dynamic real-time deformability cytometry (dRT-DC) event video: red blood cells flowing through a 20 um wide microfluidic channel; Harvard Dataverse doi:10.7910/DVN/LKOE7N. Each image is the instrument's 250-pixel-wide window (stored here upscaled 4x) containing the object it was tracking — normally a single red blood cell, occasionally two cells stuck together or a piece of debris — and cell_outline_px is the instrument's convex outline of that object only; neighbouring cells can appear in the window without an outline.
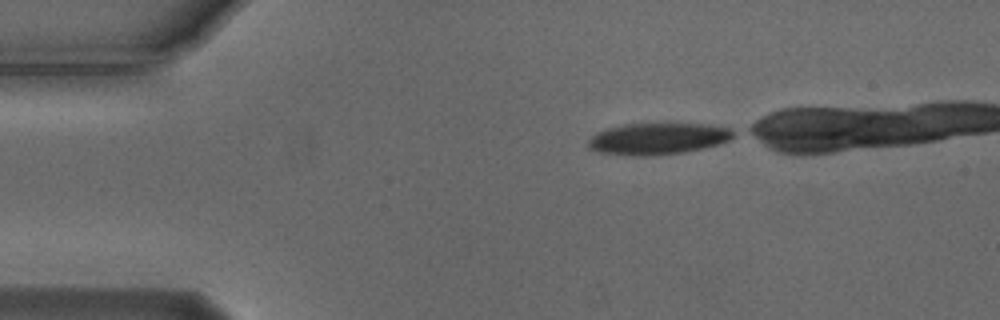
{"species": "Egyptian fruit bat (a non-hibernating species)", "species_latin": "Rousettus aegyptiacus", "temperature_condition": "cold", "stored_images_in_passage": 36, "camera_frame_rate_fps": 3000, "um_per_image_px": 0.085, "animal": {"sex": "male"}, "frame": {"image": 1, "passage_image": 1, "time_ms": 0.0, "image_size_px": [1000, 320], "cell_outline_px": [[736, 132], [728, 140], [704, 148], [684, 152], [652, 156], [632, 156], [600, 152], [588, 148], [588, 140], [596, 132], [608, 128], [624, 124], [672, 120], [704, 124], [728, 128]], "centroid_in_image_um": [55.91, 11.74], "position_along_channel_um": 29.1, "area_um2": 27.69}}
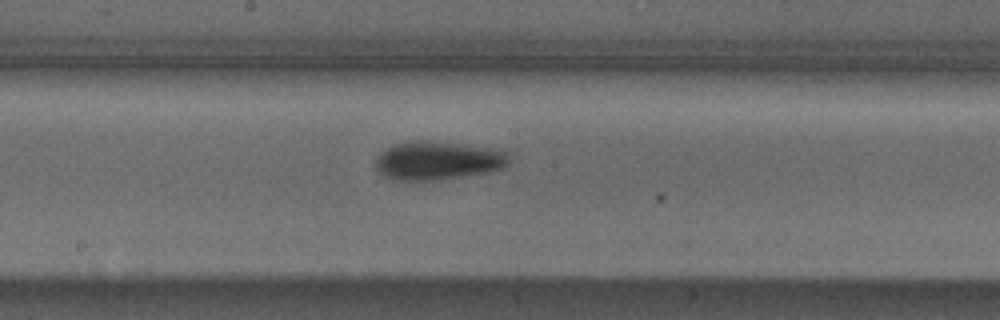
{"frame": {"image": 2, "passage_image": 20, "time_ms": 6.333, "image_size_px": [1000, 320], "cell_outline_px": [[508, 164], [504, 168], [488, 172], [436, 180], [396, 180], [384, 176], [376, 168], [376, 156], [380, 152], [404, 140], [432, 140], [464, 144], [488, 148], [504, 152], [508, 156]], "centroid_in_image_um": [37.17, 13.63], "position_along_channel_um": 211.0, "area_um2": 29.94}}
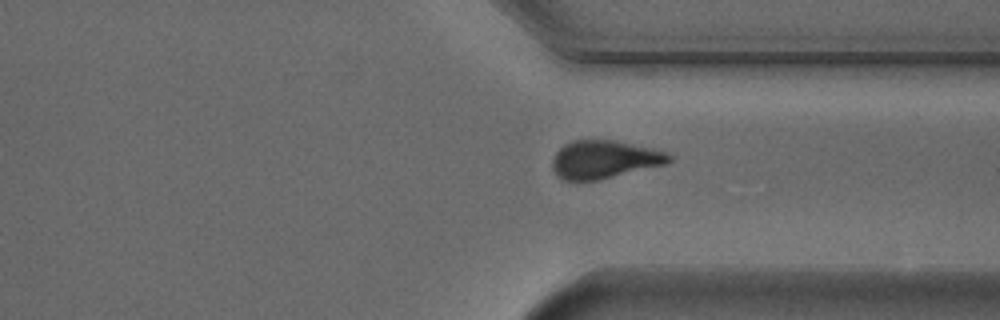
{"frame": {"image": 3, "passage_image": 32, "time_ms": 10.333, "image_size_px": [1000, 320], "cell_outline_px": [[672, 160], [664, 164], [600, 180], [564, 180], [556, 176], [552, 168], [552, 160], [556, 152], [564, 144], [572, 140], [616, 140], [652, 148], [664, 152], [672, 156]], "centroid_in_image_um": [51.33, 13.55], "position_along_channel_um": 360.1, "area_um2": 25.84}}